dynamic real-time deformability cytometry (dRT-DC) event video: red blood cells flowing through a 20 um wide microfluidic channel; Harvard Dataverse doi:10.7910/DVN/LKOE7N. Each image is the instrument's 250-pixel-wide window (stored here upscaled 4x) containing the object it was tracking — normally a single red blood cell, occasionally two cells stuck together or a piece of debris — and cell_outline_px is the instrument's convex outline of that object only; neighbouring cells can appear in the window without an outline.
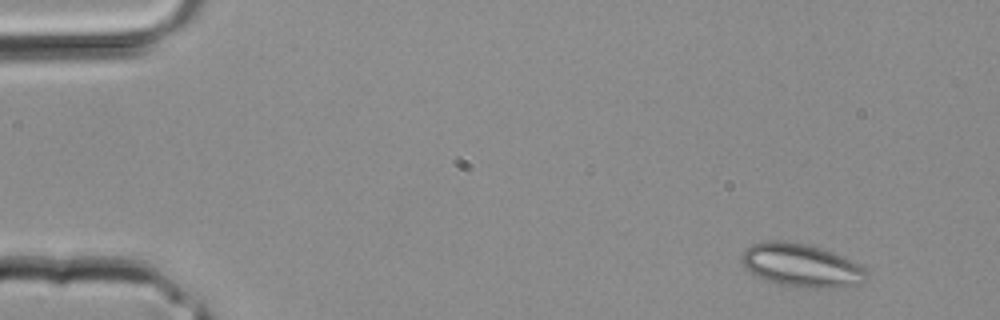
{"species": "common noctule bat (a hibernating species)", "species_latin": "Nyctalus noctula", "temperature_condition": "room temperature", "stored_images_in_passage": 3, "camera_frame_rate_fps": 3000, "um_per_image_px": 0.085, "animal": {"sex": "male", "body_mass_g": 20.4}, "frame": {"image": 1, "passage_image": 1, "time_ms": 0.0, "image_size_px": [1000, 320], "cell_outline_px": [[868, 280], [856, 284], [840, 288], [804, 288], [780, 284], [768, 280], [752, 272], [740, 260], [740, 256], [752, 244], [764, 240], [784, 240], [804, 244], [820, 248], [832, 252], [864, 268], [868, 272]], "centroid_in_image_um": [68.13, 22.56], "position_along_channel_um": 16.9, "area_um2": 31.1}}
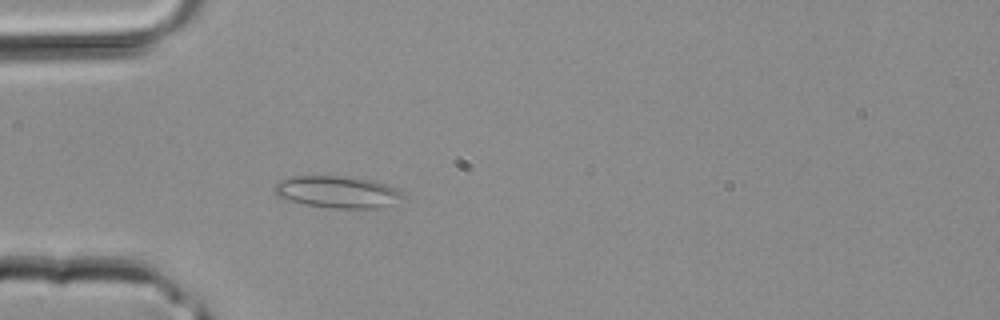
{"frame": {"image": 2, "passage_image": 3, "time_ms": 0.667, "image_size_px": [1000, 320], "cell_outline_px": [[404, 196], [380, 208], [332, 208], [304, 204], [288, 200], [280, 196], [272, 188], [280, 180], [292, 176], [352, 176], [372, 180], [388, 184], [400, 192]], "centroid_in_image_um": [28.65, 16.3], "position_along_channel_um": 56.4, "area_um2": 23.7}}